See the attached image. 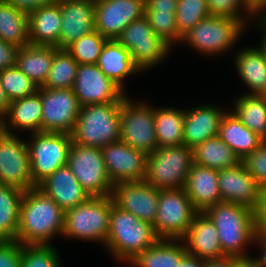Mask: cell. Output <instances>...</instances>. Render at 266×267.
Instances as JSON below:
<instances>
[{
  "instance_id": "obj_40",
  "label": "cell",
  "mask_w": 266,
  "mask_h": 267,
  "mask_svg": "<svg viewBox=\"0 0 266 267\" xmlns=\"http://www.w3.org/2000/svg\"><path fill=\"white\" fill-rule=\"evenodd\" d=\"M207 2L211 15L240 19L247 26L249 20L254 21L258 17V8L250 0H207Z\"/></svg>"
},
{
  "instance_id": "obj_20",
  "label": "cell",
  "mask_w": 266,
  "mask_h": 267,
  "mask_svg": "<svg viewBox=\"0 0 266 267\" xmlns=\"http://www.w3.org/2000/svg\"><path fill=\"white\" fill-rule=\"evenodd\" d=\"M218 185L222 202L240 204L252 210L255 208L260 186L242 162L218 170Z\"/></svg>"
},
{
  "instance_id": "obj_51",
  "label": "cell",
  "mask_w": 266,
  "mask_h": 267,
  "mask_svg": "<svg viewBox=\"0 0 266 267\" xmlns=\"http://www.w3.org/2000/svg\"><path fill=\"white\" fill-rule=\"evenodd\" d=\"M256 244V246H259V249L261 250V256H258L256 258H253L258 264H260L262 267H266V234H259L257 233L253 245Z\"/></svg>"
},
{
  "instance_id": "obj_50",
  "label": "cell",
  "mask_w": 266,
  "mask_h": 267,
  "mask_svg": "<svg viewBox=\"0 0 266 267\" xmlns=\"http://www.w3.org/2000/svg\"><path fill=\"white\" fill-rule=\"evenodd\" d=\"M204 267H238V258L224 256L219 259H208Z\"/></svg>"
},
{
  "instance_id": "obj_16",
  "label": "cell",
  "mask_w": 266,
  "mask_h": 267,
  "mask_svg": "<svg viewBox=\"0 0 266 267\" xmlns=\"http://www.w3.org/2000/svg\"><path fill=\"white\" fill-rule=\"evenodd\" d=\"M107 175L113 184L144 181L148 154L121 140L101 148Z\"/></svg>"
},
{
  "instance_id": "obj_23",
  "label": "cell",
  "mask_w": 266,
  "mask_h": 267,
  "mask_svg": "<svg viewBox=\"0 0 266 267\" xmlns=\"http://www.w3.org/2000/svg\"><path fill=\"white\" fill-rule=\"evenodd\" d=\"M37 188L52 198L63 211L78 206L90 197L68 165L58 168Z\"/></svg>"
},
{
  "instance_id": "obj_45",
  "label": "cell",
  "mask_w": 266,
  "mask_h": 267,
  "mask_svg": "<svg viewBox=\"0 0 266 267\" xmlns=\"http://www.w3.org/2000/svg\"><path fill=\"white\" fill-rule=\"evenodd\" d=\"M22 244L18 241H0V267H21Z\"/></svg>"
},
{
  "instance_id": "obj_49",
  "label": "cell",
  "mask_w": 266,
  "mask_h": 267,
  "mask_svg": "<svg viewBox=\"0 0 266 267\" xmlns=\"http://www.w3.org/2000/svg\"><path fill=\"white\" fill-rule=\"evenodd\" d=\"M178 0H145V13H176Z\"/></svg>"
},
{
  "instance_id": "obj_56",
  "label": "cell",
  "mask_w": 266,
  "mask_h": 267,
  "mask_svg": "<svg viewBox=\"0 0 266 267\" xmlns=\"http://www.w3.org/2000/svg\"><path fill=\"white\" fill-rule=\"evenodd\" d=\"M258 17L266 19V1L258 8Z\"/></svg>"
},
{
  "instance_id": "obj_41",
  "label": "cell",
  "mask_w": 266,
  "mask_h": 267,
  "mask_svg": "<svg viewBox=\"0 0 266 267\" xmlns=\"http://www.w3.org/2000/svg\"><path fill=\"white\" fill-rule=\"evenodd\" d=\"M3 89L10 101L33 95L38 87L16 65L0 72Z\"/></svg>"
},
{
  "instance_id": "obj_15",
  "label": "cell",
  "mask_w": 266,
  "mask_h": 267,
  "mask_svg": "<svg viewBox=\"0 0 266 267\" xmlns=\"http://www.w3.org/2000/svg\"><path fill=\"white\" fill-rule=\"evenodd\" d=\"M81 106L122 102L128 95L97 64H79L72 88Z\"/></svg>"
},
{
  "instance_id": "obj_19",
  "label": "cell",
  "mask_w": 266,
  "mask_h": 267,
  "mask_svg": "<svg viewBox=\"0 0 266 267\" xmlns=\"http://www.w3.org/2000/svg\"><path fill=\"white\" fill-rule=\"evenodd\" d=\"M61 31L59 49H66L82 36L95 31L94 0H60Z\"/></svg>"
},
{
  "instance_id": "obj_33",
  "label": "cell",
  "mask_w": 266,
  "mask_h": 267,
  "mask_svg": "<svg viewBox=\"0 0 266 267\" xmlns=\"http://www.w3.org/2000/svg\"><path fill=\"white\" fill-rule=\"evenodd\" d=\"M233 104L232 112L242 124L266 141V96L245 93Z\"/></svg>"
},
{
  "instance_id": "obj_43",
  "label": "cell",
  "mask_w": 266,
  "mask_h": 267,
  "mask_svg": "<svg viewBox=\"0 0 266 267\" xmlns=\"http://www.w3.org/2000/svg\"><path fill=\"white\" fill-rule=\"evenodd\" d=\"M176 13H145L154 33L171 48L175 43H181L182 37L178 33ZM174 44V45H173Z\"/></svg>"
},
{
  "instance_id": "obj_7",
  "label": "cell",
  "mask_w": 266,
  "mask_h": 267,
  "mask_svg": "<svg viewBox=\"0 0 266 267\" xmlns=\"http://www.w3.org/2000/svg\"><path fill=\"white\" fill-rule=\"evenodd\" d=\"M193 163V149L186 145L158 147L148 154L144 181L159 190L184 188Z\"/></svg>"
},
{
  "instance_id": "obj_6",
  "label": "cell",
  "mask_w": 266,
  "mask_h": 267,
  "mask_svg": "<svg viewBox=\"0 0 266 267\" xmlns=\"http://www.w3.org/2000/svg\"><path fill=\"white\" fill-rule=\"evenodd\" d=\"M246 29V24L240 19L211 15L189 30L182 37L181 43H186L201 55H223L235 47Z\"/></svg>"
},
{
  "instance_id": "obj_47",
  "label": "cell",
  "mask_w": 266,
  "mask_h": 267,
  "mask_svg": "<svg viewBox=\"0 0 266 267\" xmlns=\"http://www.w3.org/2000/svg\"><path fill=\"white\" fill-rule=\"evenodd\" d=\"M18 48L15 44L0 39V72L15 66Z\"/></svg>"
},
{
  "instance_id": "obj_48",
  "label": "cell",
  "mask_w": 266,
  "mask_h": 267,
  "mask_svg": "<svg viewBox=\"0 0 266 267\" xmlns=\"http://www.w3.org/2000/svg\"><path fill=\"white\" fill-rule=\"evenodd\" d=\"M8 4L15 7L17 10L29 15L32 11L43 6L56 4L60 0H5Z\"/></svg>"
},
{
  "instance_id": "obj_34",
  "label": "cell",
  "mask_w": 266,
  "mask_h": 267,
  "mask_svg": "<svg viewBox=\"0 0 266 267\" xmlns=\"http://www.w3.org/2000/svg\"><path fill=\"white\" fill-rule=\"evenodd\" d=\"M25 191L0 185V241L17 238L20 204Z\"/></svg>"
},
{
  "instance_id": "obj_46",
  "label": "cell",
  "mask_w": 266,
  "mask_h": 267,
  "mask_svg": "<svg viewBox=\"0 0 266 267\" xmlns=\"http://www.w3.org/2000/svg\"><path fill=\"white\" fill-rule=\"evenodd\" d=\"M256 232L266 234V186L260 187L258 200L253 209Z\"/></svg>"
},
{
  "instance_id": "obj_57",
  "label": "cell",
  "mask_w": 266,
  "mask_h": 267,
  "mask_svg": "<svg viewBox=\"0 0 266 267\" xmlns=\"http://www.w3.org/2000/svg\"><path fill=\"white\" fill-rule=\"evenodd\" d=\"M257 8H259L266 0H250Z\"/></svg>"
},
{
  "instance_id": "obj_10",
  "label": "cell",
  "mask_w": 266,
  "mask_h": 267,
  "mask_svg": "<svg viewBox=\"0 0 266 267\" xmlns=\"http://www.w3.org/2000/svg\"><path fill=\"white\" fill-rule=\"evenodd\" d=\"M146 103L136 102L129 96L122 100L120 140L136 150L150 154L159 144L155 131L154 106Z\"/></svg>"
},
{
  "instance_id": "obj_5",
  "label": "cell",
  "mask_w": 266,
  "mask_h": 267,
  "mask_svg": "<svg viewBox=\"0 0 266 267\" xmlns=\"http://www.w3.org/2000/svg\"><path fill=\"white\" fill-rule=\"evenodd\" d=\"M111 196H92L74 208L64 211L62 237L81 241L99 242L104 245L108 239Z\"/></svg>"
},
{
  "instance_id": "obj_18",
  "label": "cell",
  "mask_w": 266,
  "mask_h": 267,
  "mask_svg": "<svg viewBox=\"0 0 266 267\" xmlns=\"http://www.w3.org/2000/svg\"><path fill=\"white\" fill-rule=\"evenodd\" d=\"M160 190L146 181L115 183L111 198L113 204L132 213L138 219L154 224Z\"/></svg>"
},
{
  "instance_id": "obj_54",
  "label": "cell",
  "mask_w": 266,
  "mask_h": 267,
  "mask_svg": "<svg viewBox=\"0 0 266 267\" xmlns=\"http://www.w3.org/2000/svg\"><path fill=\"white\" fill-rule=\"evenodd\" d=\"M9 106H10V100L8 99L5 93V90L3 89V85L0 80V121L8 113Z\"/></svg>"
},
{
  "instance_id": "obj_30",
  "label": "cell",
  "mask_w": 266,
  "mask_h": 267,
  "mask_svg": "<svg viewBox=\"0 0 266 267\" xmlns=\"http://www.w3.org/2000/svg\"><path fill=\"white\" fill-rule=\"evenodd\" d=\"M218 136L235 152L240 160L264 142L255 132L244 126L230 110L225 112L220 121Z\"/></svg>"
},
{
  "instance_id": "obj_4",
  "label": "cell",
  "mask_w": 266,
  "mask_h": 267,
  "mask_svg": "<svg viewBox=\"0 0 266 267\" xmlns=\"http://www.w3.org/2000/svg\"><path fill=\"white\" fill-rule=\"evenodd\" d=\"M121 102L81 107L71 132L72 142L102 148L120 140Z\"/></svg>"
},
{
  "instance_id": "obj_42",
  "label": "cell",
  "mask_w": 266,
  "mask_h": 267,
  "mask_svg": "<svg viewBox=\"0 0 266 267\" xmlns=\"http://www.w3.org/2000/svg\"><path fill=\"white\" fill-rule=\"evenodd\" d=\"M60 254L52 245H22L21 267H62Z\"/></svg>"
},
{
  "instance_id": "obj_2",
  "label": "cell",
  "mask_w": 266,
  "mask_h": 267,
  "mask_svg": "<svg viewBox=\"0 0 266 267\" xmlns=\"http://www.w3.org/2000/svg\"><path fill=\"white\" fill-rule=\"evenodd\" d=\"M205 213L213 221L218 232L224 256L250 258L246 248L252 245L257 234L253 210L231 202H219Z\"/></svg>"
},
{
  "instance_id": "obj_44",
  "label": "cell",
  "mask_w": 266,
  "mask_h": 267,
  "mask_svg": "<svg viewBox=\"0 0 266 267\" xmlns=\"http://www.w3.org/2000/svg\"><path fill=\"white\" fill-rule=\"evenodd\" d=\"M241 162L260 187L266 186V141L252 153L246 155Z\"/></svg>"
},
{
  "instance_id": "obj_39",
  "label": "cell",
  "mask_w": 266,
  "mask_h": 267,
  "mask_svg": "<svg viewBox=\"0 0 266 267\" xmlns=\"http://www.w3.org/2000/svg\"><path fill=\"white\" fill-rule=\"evenodd\" d=\"M178 33L183 37L199 21L211 16L207 0H178L176 10Z\"/></svg>"
},
{
  "instance_id": "obj_1",
  "label": "cell",
  "mask_w": 266,
  "mask_h": 267,
  "mask_svg": "<svg viewBox=\"0 0 266 267\" xmlns=\"http://www.w3.org/2000/svg\"><path fill=\"white\" fill-rule=\"evenodd\" d=\"M64 211L40 189L24 192L15 241L22 245H50L55 236H62Z\"/></svg>"
},
{
  "instance_id": "obj_22",
  "label": "cell",
  "mask_w": 266,
  "mask_h": 267,
  "mask_svg": "<svg viewBox=\"0 0 266 267\" xmlns=\"http://www.w3.org/2000/svg\"><path fill=\"white\" fill-rule=\"evenodd\" d=\"M188 254L204 260L224 257L217 229L205 212H197L182 238Z\"/></svg>"
},
{
  "instance_id": "obj_29",
  "label": "cell",
  "mask_w": 266,
  "mask_h": 267,
  "mask_svg": "<svg viewBox=\"0 0 266 267\" xmlns=\"http://www.w3.org/2000/svg\"><path fill=\"white\" fill-rule=\"evenodd\" d=\"M57 47L28 44L18 48L15 65L37 87L44 85Z\"/></svg>"
},
{
  "instance_id": "obj_14",
  "label": "cell",
  "mask_w": 266,
  "mask_h": 267,
  "mask_svg": "<svg viewBox=\"0 0 266 267\" xmlns=\"http://www.w3.org/2000/svg\"><path fill=\"white\" fill-rule=\"evenodd\" d=\"M42 100L41 132L71 134L81 110L72 89L38 87Z\"/></svg>"
},
{
  "instance_id": "obj_8",
  "label": "cell",
  "mask_w": 266,
  "mask_h": 267,
  "mask_svg": "<svg viewBox=\"0 0 266 267\" xmlns=\"http://www.w3.org/2000/svg\"><path fill=\"white\" fill-rule=\"evenodd\" d=\"M31 174L38 186L58 168L67 165L72 138L67 133L37 132L31 133L27 141Z\"/></svg>"
},
{
  "instance_id": "obj_26",
  "label": "cell",
  "mask_w": 266,
  "mask_h": 267,
  "mask_svg": "<svg viewBox=\"0 0 266 267\" xmlns=\"http://www.w3.org/2000/svg\"><path fill=\"white\" fill-rule=\"evenodd\" d=\"M61 24L60 2L32 11L28 15L30 44L53 46L59 49Z\"/></svg>"
},
{
  "instance_id": "obj_12",
  "label": "cell",
  "mask_w": 266,
  "mask_h": 267,
  "mask_svg": "<svg viewBox=\"0 0 266 267\" xmlns=\"http://www.w3.org/2000/svg\"><path fill=\"white\" fill-rule=\"evenodd\" d=\"M67 165L90 197L111 196L114 184L107 175L101 148L72 142Z\"/></svg>"
},
{
  "instance_id": "obj_25",
  "label": "cell",
  "mask_w": 266,
  "mask_h": 267,
  "mask_svg": "<svg viewBox=\"0 0 266 267\" xmlns=\"http://www.w3.org/2000/svg\"><path fill=\"white\" fill-rule=\"evenodd\" d=\"M42 100L38 92L10 101L6 116L0 121V129L8 134L15 130L41 132ZM14 128V129H13ZM15 132V133H14Z\"/></svg>"
},
{
  "instance_id": "obj_11",
  "label": "cell",
  "mask_w": 266,
  "mask_h": 267,
  "mask_svg": "<svg viewBox=\"0 0 266 267\" xmlns=\"http://www.w3.org/2000/svg\"><path fill=\"white\" fill-rule=\"evenodd\" d=\"M196 213L184 188L160 190L154 232L159 239H182Z\"/></svg>"
},
{
  "instance_id": "obj_53",
  "label": "cell",
  "mask_w": 266,
  "mask_h": 267,
  "mask_svg": "<svg viewBox=\"0 0 266 267\" xmlns=\"http://www.w3.org/2000/svg\"><path fill=\"white\" fill-rule=\"evenodd\" d=\"M257 21V22H256ZM253 22H255L258 26L262 34L261 37V43L259 46H257L259 48V50L263 53L264 57L266 58V19L261 18V17H257Z\"/></svg>"
},
{
  "instance_id": "obj_36",
  "label": "cell",
  "mask_w": 266,
  "mask_h": 267,
  "mask_svg": "<svg viewBox=\"0 0 266 267\" xmlns=\"http://www.w3.org/2000/svg\"><path fill=\"white\" fill-rule=\"evenodd\" d=\"M0 39L24 47L30 44L28 15L0 0Z\"/></svg>"
},
{
  "instance_id": "obj_17",
  "label": "cell",
  "mask_w": 266,
  "mask_h": 267,
  "mask_svg": "<svg viewBox=\"0 0 266 267\" xmlns=\"http://www.w3.org/2000/svg\"><path fill=\"white\" fill-rule=\"evenodd\" d=\"M145 14V0H96L95 30L108 40H116L131 22Z\"/></svg>"
},
{
  "instance_id": "obj_55",
  "label": "cell",
  "mask_w": 266,
  "mask_h": 267,
  "mask_svg": "<svg viewBox=\"0 0 266 267\" xmlns=\"http://www.w3.org/2000/svg\"><path fill=\"white\" fill-rule=\"evenodd\" d=\"M238 267H262L260 264H258L253 257L246 258V259H240L238 258Z\"/></svg>"
},
{
  "instance_id": "obj_28",
  "label": "cell",
  "mask_w": 266,
  "mask_h": 267,
  "mask_svg": "<svg viewBox=\"0 0 266 267\" xmlns=\"http://www.w3.org/2000/svg\"><path fill=\"white\" fill-rule=\"evenodd\" d=\"M97 66L124 92V80L129 76L137 75V73L140 75V70L132 61L130 51L116 40H108L106 42L99 56Z\"/></svg>"
},
{
  "instance_id": "obj_24",
  "label": "cell",
  "mask_w": 266,
  "mask_h": 267,
  "mask_svg": "<svg viewBox=\"0 0 266 267\" xmlns=\"http://www.w3.org/2000/svg\"><path fill=\"white\" fill-rule=\"evenodd\" d=\"M184 189L197 212H205L211 206L222 202L218 170L193 163Z\"/></svg>"
},
{
  "instance_id": "obj_32",
  "label": "cell",
  "mask_w": 266,
  "mask_h": 267,
  "mask_svg": "<svg viewBox=\"0 0 266 267\" xmlns=\"http://www.w3.org/2000/svg\"><path fill=\"white\" fill-rule=\"evenodd\" d=\"M194 163L223 170L241 162L235 152L217 135L193 148Z\"/></svg>"
},
{
  "instance_id": "obj_3",
  "label": "cell",
  "mask_w": 266,
  "mask_h": 267,
  "mask_svg": "<svg viewBox=\"0 0 266 267\" xmlns=\"http://www.w3.org/2000/svg\"><path fill=\"white\" fill-rule=\"evenodd\" d=\"M158 239L152 224L114 204L111 206L109 233L104 248L116 261L129 263Z\"/></svg>"
},
{
  "instance_id": "obj_52",
  "label": "cell",
  "mask_w": 266,
  "mask_h": 267,
  "mask_svg": "<svg viewBox=\"0 0 266 267\" xmlns=\"http://www.w3.org/2000/svg\"><path fill=\"white\" fill-rule=\"evenodd\" d=\"M206 260L186 253L177 267H204Z\"/></svg>"
},
{
  "instance_id": "obj_38",
  "label": "cell",
  "mask_w": 266,
  "mask_h": 267,
  "mask_svg": "<svg viewBox=\"0 0 266 267\" xmlns=\"http://www.w3.org/2000/svg\"><path fill=\"white\" fill-rule=\"evenodd\" d=\"M107 41V38L95 30L74 41L66 50L79 64H97Z\"/></svg>"
},
{
  "instance_id": "obj_31",
  "label": "cell",
  "mask_w": 266,
  "mask_h": 267,
  "mask_svg": "<svg viewBox=\"0 0 266 267\" xmlns=\"http://www.w3.org/2000/svg\"><path fill=\"white\" fill-rule=\"evenodd\" d=\"M186 253L182 239H158L128 264L133 267H177Z\"/></svg>"
},
{
  "instance_id": "obj_13",
  "label": "cell",
  "mask_w": 266,
  "mask_h": 267,
  "mask_svg": "<svg viewBox=\"0 0 266 267\" xmlns=\"http://www.w3.org/2000/svg\"><path fill=\"white\" fill-rule=\"evenodd\" d=\"M0 185L23 191L36 188L31 174L28 145L16 134L0 129Z\"/></svg>"
},
{
  "instance_id": "obj_9",
  "label": "cell",
  "mask_w": 266,
  "mask_h": 267,
  "mask_svg": "<svg viewBox=\"0 0 266 267\" xmlns=\"http://www.w3.org/2000/svg\"><path fill=\"white\" fill-rule=\"evenodd\" d=\"M116 41L130 51L132 61L140 72L156 67L172 50L154 33L145 16L127 25Z\"/></svg>"
},
{
  "instance_id": "obj_37",
  "label": "cell",
  "mask_w": 266,
  "mask_h": 267,
  "mask_svg": "<svg viewBox=\"0 0 266 267\" xmlns=\"http://www.w3.org/2000/svg\"><path fill=\"white\" fill-rule=\"evenodd\" d=\"M79 63L66 50L58 49L53 57L51 69L42 87L48 89H72Z\"/></svg>"
},
{
  "instance_id": "obj_21",
  "label": "cell",
  "mask_w": 266,
  "mask_h": 267,
  "mask_svg": "<svg viewBox=\"0 0 266 267\" xmlns=\"http://www.w3.org/2000/svg\"><path fill=\"white\" fill-rule=\"evenodd\" d=\"M225 112L221 106L208 103L184 109L183 145L193 149L208 138L217 136Z\"/></svg>"
},
{
  "instance_id": "obj_27",
  "label": "cell",
  "mask_w": 266,
  "mask_h": 267,
  "mask_svg": "<svg viewBox=\"0 0 266 267\" xmlns=\"http://www.w3.org/2000/svg\"><path fill=\"white\" fill-rule=\"evenodd\" d=\"M234 56L236 70L245 86L247 94H266V58L256 46L236 51Z\"/></svg>"
},
{
  "instance_id": "obj_35",
  "label": "cell",
  "mask_w": 266,
  "mask_h": 267,
  "mask_svg": "<svg viewBox=\"0 0 266 267\" xmlns=\"http://www.w3.org/2000/svg\"><path fill=\"white\" fill-rule=\"evenodd\" d=\"M154 118L159 147L183 145V109L154 107Z\"/></svg>"
}]
</instances>
